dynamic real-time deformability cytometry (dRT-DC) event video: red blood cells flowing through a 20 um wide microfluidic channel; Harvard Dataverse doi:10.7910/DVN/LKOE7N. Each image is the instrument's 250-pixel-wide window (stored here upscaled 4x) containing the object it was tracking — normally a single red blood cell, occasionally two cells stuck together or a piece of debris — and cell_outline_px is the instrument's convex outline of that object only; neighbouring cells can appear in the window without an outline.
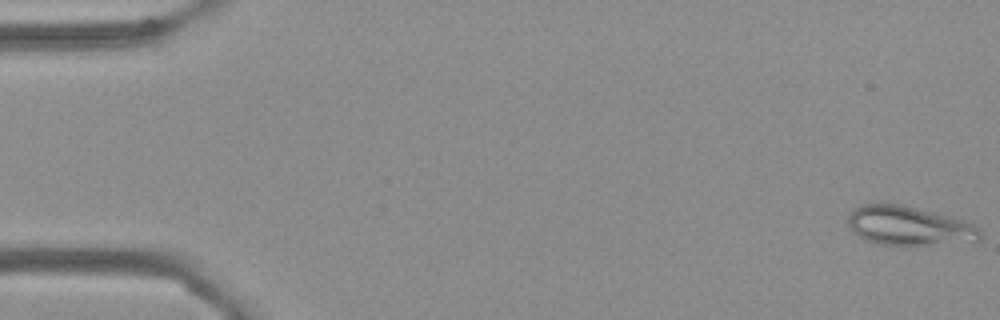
{"species": "Egyptian fruit bat (a non-hibernating species)", "species_latin": "Rousettus aegyptiacus", "temperature_condition": "cold", "stored_images_in_passage": 56, "camera_frame_rate_fps": 3000, "um_per_image_px": 0.085, "frame": {"image": 1, "passage_image": 1, "time_ms": 0.0, "image_size_px": [1000, 320], "cell_outline_px": [[980, 240], [908, 248], [880, 244], [864, 240], [848, 224], [848, 216], [856, 208], [864, 204], [884, 200], [952, 216], [964, 220], [972, 224], [980, 232]], "centroid_in_image_um": [77.25, 19.2], "position_along_channel_um": 7.8, "area_um2": 31.04}}
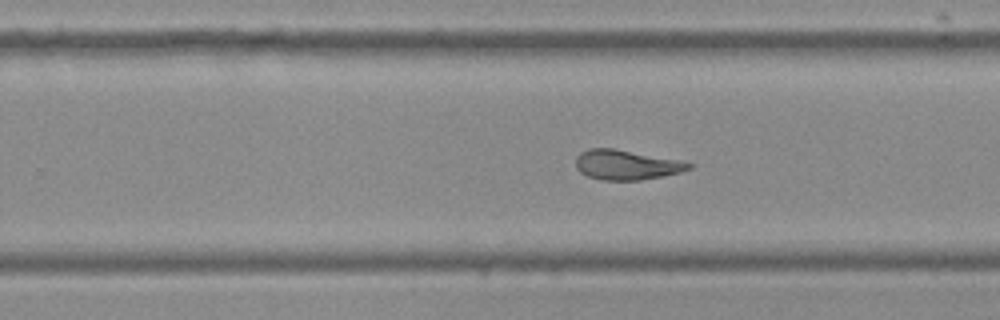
{"frame": {"image": 2, "passage_image": 35, "time_ms": 11.333, "image_size_px": [1000, 320], "cell_outline_px": [[696, 164], [692, 168], [680, 172], [640, 180], [600, 180], [588, 176], [580, 172], [576, 168], [576, 156], [580, 152], [588, 148], [612, 148], [684, 160]], "centroid_in_image_um": [53.27, 14.0], "position_along_channel_um": 276.5, "area_um2": 19.88}}
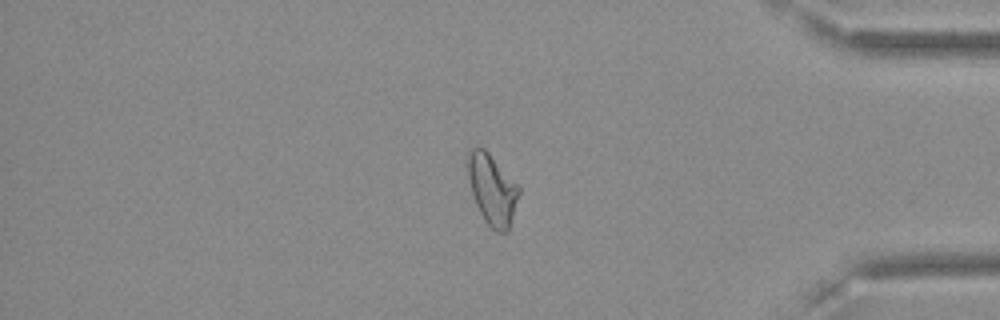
{"frame": {"image": 3, "passage_image": 47, "time_ms": 15.333, "image_size_px": [1000, 320], "cell_outline_px": [[520, 192], [508, 232], [496, 232], [484, 220], [476, 204], [472, 192], [464, 164], [468, 152], [472, 148], [484, 148], [488, 152], [520, 188]], "centroid_in_image_um": [41.8, 16.09], "position_along_channel_um": 393.4, "area_um2": 20.98}, "authors_computed_cell_mechanics": {"area_um2": 21.6461, "velocity_mm_per_s": 3.6077, "shape_relaxation_time_tau1_ms": null, "shape_relaxation_time_tau2_ms": 3.0001, "deformation_change_tau1": null, "deformation_change_tau2": 0.0851}}